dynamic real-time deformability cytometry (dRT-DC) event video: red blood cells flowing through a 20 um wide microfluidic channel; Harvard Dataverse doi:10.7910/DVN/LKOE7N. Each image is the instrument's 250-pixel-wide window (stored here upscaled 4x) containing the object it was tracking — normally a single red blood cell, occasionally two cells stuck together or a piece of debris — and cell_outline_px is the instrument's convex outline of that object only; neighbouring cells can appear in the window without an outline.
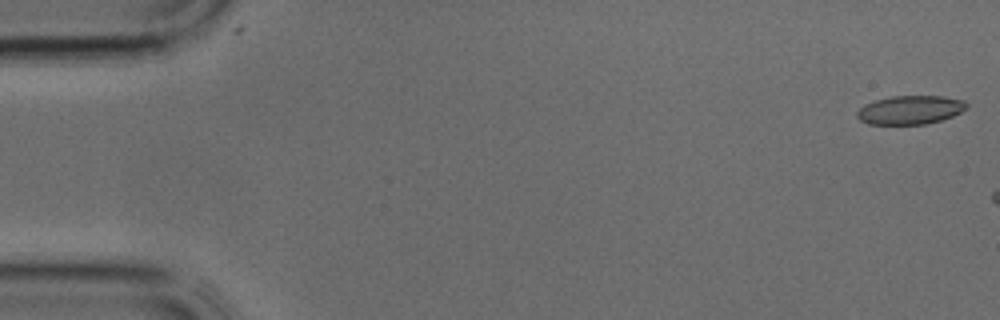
{"species": "common noctule bat (a hibernating species)", "species_latin": "Nyctalus noctula", "temperature_condition": "cold", "stored_images_in_passage": 5, "camera_frame_rate_fps": 3000, "um_per_image_px": 0.085, "animal": {"sex": "male", "body_mass_g": 17.9, "forearm_length_mm": 54.2}, "frame": {"image": 1, "passage_image": 1, "time_ms": 0.0, "image_size_px": [1000, 320], "cell_outline_px": [[968, 108], [952, 116], [940, 120], [924, 124], [868, 124], [860, 120], [856, 116], [856, 112], [864, 104], [876, 100], [892, 96], [944, 96], [964, 100], [968, 104]], "centroid_in_image_um": [77.37, 9.34], "position_along_channel_um": 7.6, "area_um2": 18.32}}